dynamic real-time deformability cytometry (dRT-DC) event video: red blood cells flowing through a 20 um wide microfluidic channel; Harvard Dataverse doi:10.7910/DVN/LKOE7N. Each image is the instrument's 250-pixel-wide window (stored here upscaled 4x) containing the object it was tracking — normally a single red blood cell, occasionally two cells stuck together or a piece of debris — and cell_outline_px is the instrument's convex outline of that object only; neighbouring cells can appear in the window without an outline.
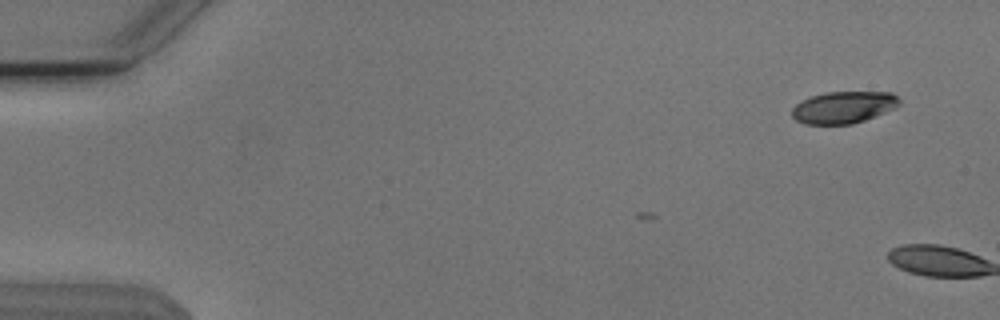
{"species": "Egyptian fruit bat (a non-hibernating species)", "species_latin": "Rousettus aegyptiacus", "temperature_condition": "cold", "stored_images_in_passage": 2, "camera_frame_rate_fps": 3000, "um_per_image_px": 0.085, "animal": {"sex": "male"}, "frame": {"image": 1, "passage_image": 1, "time_ms": 0.0, "image_size_px": [1000, 320], "cell_outline_px": [[900, 104], [896, 108], [864, 120], [852, 124], [804, 124], [796, 120], [792, 116], [792, 108], [796, 104], [812, 96], [828, 92], [892, 92], [900, 100]], "centroid_in_image_um": [71.72, 9.12], "position_along_channel_um": 13.3, "area_um2": 19.88}}